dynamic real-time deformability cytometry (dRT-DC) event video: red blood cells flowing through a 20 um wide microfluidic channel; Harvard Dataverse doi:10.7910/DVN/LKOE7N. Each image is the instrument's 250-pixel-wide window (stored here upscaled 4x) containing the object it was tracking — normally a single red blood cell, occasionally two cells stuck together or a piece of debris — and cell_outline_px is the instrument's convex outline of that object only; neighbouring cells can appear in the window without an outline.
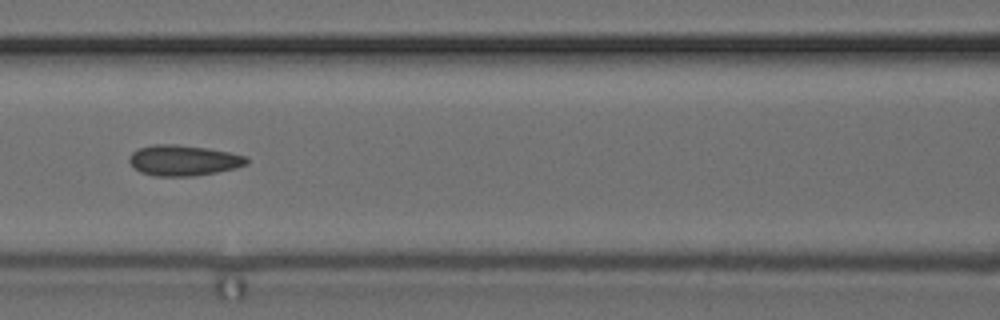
{"species": "common noctule bat (a hibernating species)", "species_latin": "Nyctalus noctula", "temperature_condition": "cold", "stored_images_in_passage": 40, "camera_frame_rate_fps": 3000, "um_per_image_px": 0.085, "animal": {"sex": "female", "body_mass_g": 24.6, "forearm_length_mm": 56.2}, "frame": {"image": 1, "passage_image": 12, "time_ms": 3.667, "image_size_px": [1000, 320], "cell_outline_px": [[248, 164], [236, 168], [216, 172], [192, 176], [152, 176], [140, 172], [128, 160], [132, 152], [140, 148], [152, 144], [176, 144], [208, 148], [248, 156]], "centroid_in_image_um": [15.61, 13.63], "position_along_channel_um": 151.0, "area_um2": 20.98}}
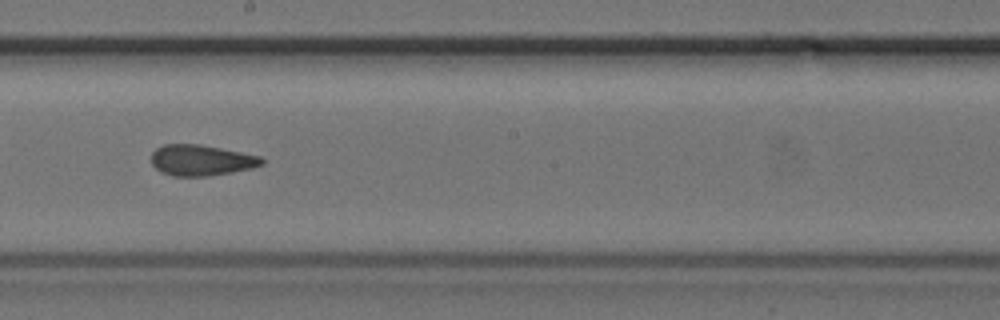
{"frame": {"image": 2, "passage_image": 18, "time_ms": 5.667, "image_size_px": [1000, 320], "cell_outline_px": [[264, 164], [252, 168], [232, 172], [208, 176], [172, 176], [160, 172], [152, 164], [152, 152], [156, 148], [164, 144], [200, 144], [260, 156], [264, 160]], "centroid_in_image_um": [17.09, 13.62], "position_along_channel_um": 231.1, "area_um2": 19.88}}